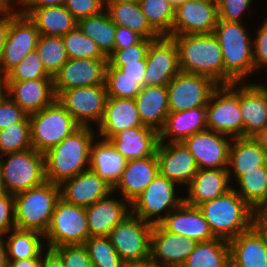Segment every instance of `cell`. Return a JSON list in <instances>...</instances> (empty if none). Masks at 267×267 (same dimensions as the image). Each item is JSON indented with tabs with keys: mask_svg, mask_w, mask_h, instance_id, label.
<instances>
[{
	"mask_svg": "<svg viewBox=\"0 0 267 267\" xmlns=\"http://www.w3.org/2000/svg\"><path fill=\"white\" fill-rule=\"evenodd\" d=\"M90 126H80L45 154L46 181L61 185L89 169L91 145L96 137Z\"/></svg>",
	"mask_w": 267,
	"mask_h": 267,
	"instance_id": "cell-1",
	"label": "cell"
},
{
	"mask_svg": "<svg viewBox=\"0 0 267 267\" xmlns=\"http://www.w3.org/2000/svg\"><path fill=\"white\" fill-rule=\"evenodd\" d=\"M197 207L214 237L226 241L250 229L260 217L233 188Z\"/></svg>",
	"mask_w": 267,
	"mask_h": 267,
	"instance_id": "cell-2",
	"label": "cell"
},
{
	"mask_svg": "<svg viewBox=\"0 0 267 267\" xmlns=\"http://www.w3.org/2000/svg\"><path fill=\"white\" fill-rule=\"evenodd\" d=\"M178 47L180 71L201 74L224 85V62L217 37L211 34L169 36Z\"/></svg>",
	"mask_w": 267,
	"mask_h": 267,
	"instance_id": "cell-3",
	"label": "cell"
},
{
	"mask_svg": "<svg viewBox=\"0 0 267 267\" xmlns=\"http://www.w3.org/2000/svg\"><path fill=\"white\" fill-rule=\"evenodd\" d=\"M213 34L222 50L224 85L240 83L255 70L253 45L248 32L240 22L218 20Z\"/></svg>",
	"mask_w": 267,
	"mask_h": 267,
	"instance_id": "cell-4",
	"label": "cell"
},
{
	"mask_svg": "<svg viewBox=\"0 0 267 267\" xmlns=\"http://www.w3.org/2000/svg\"><path fill=\"white\" fill-rule=\"evenodd\" d=\"M60 185L45 181L42 185L14 195L15 226L45 234L56 202Z\"/></svg>",
	"mask_w": 267,
	"mask_h": 267,
	"instance_id": "cell-5",
	"label": "cell"
},
{
	"mask_svg": "<svg viewBox=\"0 0 267 267\" xmlns=\"http://www.w3.org/2000/svg\"><path fill=\"white\" fill-rule=\"evenodd\" d=\"M29 117L32 148L44 154L80 127L57 98Z\"/></svg>",
	"mask_w": 267,
	"mask_h": 267,
	"instance_id": "cell-6",
	"label": "cell"
},
{
	"mask_svg": "<svg viewBox=\"0 0 267 267\" xmlns=\"http://www.w3.org/2000/svg\"><path fill=\"white\" fill-rule=\"evenodd\" d=\"M6 155L7 161L0 158L6 193L15 195L40 186L46 181L44 153L31 148L3 156Z\"/></svg>",
	"mask_w": 267,
	"mask_h": 267,
	"instance_id": "cell-7",
	"label": "cell"
},
{
	"mask_svg": "<svg viewBox=\"0 0 267 267\" xmlns=\"http://www.w3.org/2000/svg\"><path fill=\"white\" fill-rule=\"evenodd\" d=\"M44 238H47V248L50 249L62 245L85 244L89 238L86 209L68 203L60 197Z\"/></svg>",
	"mask_w": 267,
	"mask_h": 267,
	"instance_id": "cell-8",
	"label": "cell"
},
{
	"mask_svg": "<svg viewBox=\"0 0 267 267\" xmlns=\"http://www.w3.org/2000/svg\"><path fill=\"white\" fill-rule=\"evenodd\" d=\"M239 82L219 85L212 93L206 106L208 130L222 133L231 138L243 137V120L239 108Z\"/></svg>",
	"mask_w": 267,
	"mask_h": 267,
	"instance_id": "cell-9",
	"label": "cell"
},
{
	"mask_svg": "<svg viewBox=\"0 0 267 267\" xmlns=\"http://www.w3.org/2000/svg\"><path fill=\"white\" fill-rule=\"evenodd\" d=\"M152 228V224L131 213L107 237L125 263L139 262L150 259Z\"/></svg>",
	"mask_w": 267,
	"mask_h": 267,
	"instance_id": "cell-10",
	"label": "cell"
},
{
	"mask_svg": "<svg viewBox=\"0 0 267 267\" xmlns=\"http://www.w3.org/2000/svg\"><path fill=\"white\" fill-rule=\"evenodd\" d=\"M219 86L210 77L180 71L167 85L170 111H185L207 106Z\"/></svg>",
	"mask_w": 267,
	"mask_h": 267,
	"instance_id": "cell-11",
	"label": "cell"
},
{
	"mask_svg": "<svg viewBox=\"0 0 267 267\" xmlns=\"http://www.w3.org/2000/svg\"><path fill=\"white\" fill-rule=\"evenodd\" d=\"M13 10H11V25L3 47L0 78L18 65L30 52L36 50L40 36L35 24L27 15Z\"/></svg>",
	"mask_w": 267,
	"mask_h": 267,
	"instance_id": "cell-12",
	"label": "cell"
},
{
	"mask_svg": "<svg viewBox=\"0 0 267 267\" xmlns=\"http://www.w3.org/2000/svg\"><path fill=\"white\" fill-rule=\"evenodd\" d=\"M56 98L80 126H89L91 121L100 123L108 93L101 84L63 90Z\"/></svg>",
	"mask_w": 267,
	"mask_h": 267,
	"instance_id": "cell-13",
	"label": "cell"
},
{
	"mask_svg": "<svg viewBox=\"0 0 267 267\" xmlns=\"http://www.w3.org/2000/svg\"><path fill=\"white\" fill-rule=\"evenodd\" d=\"M175 184L158 173L147 188L131 203V213L154 225V215L157 217L163 210H168L167 214H169L184 202L183 197L175 196Z\"/></svg>",
	"mask_w": 267,
	"mask_h": 267,
	"instance_id": "cell-14",
	"label": "cell"
},
{
	"mask_svg": "<svg viewBox=\"0 0 267 267\" xmlns=\"http://www.w3.org/2000/svg\"><path fill=\"white\" fill-rule=\"evenodd\" d=\"M180 72L178 47L172 37L153 40L146 55L144 86H167Z\"/></svg>",
	"mask_w": 267,
	"mask_h": 267,
	"instance_id": "cell-15",
	"label": "cell"
},
{
	"mask_svg": "<svg viewBox=\"0 0 267 267\" xmlns=\"http://www.w3.org/2000/svg\"><path fill=\"white\" fill-rule=\"evenodd\" d=\"M218 20L217 0H189L175 9L172 32L168 36L211 34Z\"/></svg>",
	"mask_w": 267,
	"mask_h": 267,
	"instance_id": "cell-16",
	"label": "cell"
},
{
	"mask_svg": "<svg viewBox=\"0 0 267 267\" xmlns=\"http://www.w3.org/2000/svg\"><path fill=\"white\" fill-rule=\"evenodd\" d=\"M107 64L108 59H69L52 78L56 97L63 90L105 84Z\"/></svg>",
	"mask_w": 267,
	"mask_h": 267,
	"instance_id": "cell-17",
	"label": "cell"
},
{
	"mask_svg": "<svg viewBox=\"0 0 267 267\" xmlns=\"http://www.w3.org/2000/svg\"><path fill=\"white\" fill-rule=\"evenodd\" d=\"M229 246L234 267H267L265 221L259 217L250 229L231 239Z\"/></svg>",
	"mask_w": 267,
	"mask_h": 267,
	"instance_id": "cell-18",
	"label": "cell"
},
{
	"mask_svg": "<svg viewBox=\"0 0 267 267\" xmlns=\"http://www.w3.org/2000/svg\"><path fill=\"white\" fill-rule=\"evenodd\" d=\"M198 242L166 231L160 224L151 231L150 258L164 267H181Z\"/></svg>",
	"mask_w": 267,
	"mask_h": 267,
	"instance_id": "cell-19",
	"label": "cell"
},
{
	"mask_svg": "<svg viewBox=\"0 0 267 267\" xmlns=\"http://www.w3.org/2000/svg\"><path fill=\"white\" fill-rule=\"evenodd\" d=\"M224 136L227 135L207 129L183 141L194 156L198 169L228 168L231 143Z\"/></svg>",
	"mask_w": 267,
	"mask_h": 267,
	"instance_id": "cell-20",
	"label": "cell"
},
{
	"mask_svg": "<svg viewBox=\"0 0 267 267\" xmlns=\"http://www.w3.org/2000/svg\"><path fill=\"white\" fill-rule=\"evenodd\" d=\"M155 224H160L168 232L189 237L197 242L215 238L198 207L190 206L185 202L169 214L159 215L154 219Z\"/></svg>",
	"mask_w": 267,
	"mask_h": 267,
	"instance_id": "cell-21",
	"label": "cell"
},
{
	"mask_svg": "<svg viewBox=\"0 0 267 267\" xmlns=\"http://www.w3.org/2000/svg\"><path fill=\"white\" fill-rule=\"evenodd\" d=\"M159 142L156 156L159 173L176 184H190L198 171L194 156L183 142Z\"/></svg>",
	"mask_w": 267,
	"mask_h": 267,
	"instance_id": "cell-22",
	"label": "cell"
},
{
	"mask_svg": "<svg viewBox=\"0 0 267 267\" xmlns=\"http://www.w3.org/2000/svg\"><path fill=\"white\" fill-rule=\"evenodd\" d=\"M112 192L113 188L90 169L79 173L60 185V197L62 199L84 208L111 195Z\"/></svg>",
	"mask_w": 267,
	"mask_h": 267,
	"instance_id": "cell-23",
	"label": "cell"
},
{
	"mask_svg": "<svg viewBox=\"0 0 267 267\" xmlns=\"http://www.w3.org/2000/svg\"><path fill=\"white\" fill-rule=\"evenodd\" d=\"M7 96L27 114L39 112L55 99L53 79L5 81Z\"/></svg>",
	"mask_w": 267,
	"mask_h": 267,
	"instance_id": "cell-24",
	"label": "cell"
},
{
	"mask_svg": "<svg viewBox=\"0 0 267 267\" xmlns=\"http://www.w3.org/2000/svg\"><path fill=\"white\" fill-rule=\"evenodd\" d=\"M231 168L198 169L188 185V196L184 202L197 207L204 202L226 194L232 187L229 185ZM231 187V188H230Z\"/></svg>",
	"mask_w": 267,
	"mask_h": 267,
	"instance_id": "cell-25",
	"label": "cell"
},
{
	"mask_svg": "<svg viewBox=\"0 0 267 267\" xmlns=\"http://www.w3.org/2000/svg\"><path fill=\"white\" fill-rule=\"evenodd\" d=\"M100 125V126H99ZM135 127H144L135 99L108 97L98 133L108 140L115 134Z\"/></svg>",
	"mask_w": 267,
	"mask_h": 267,
	"instance_id": "cell-26",
	"label": "cell"
},
{
	"mask_svg": "<svg viewBox=\"0 0 267 267\" xmlns=\"http://www.w3.org/2000/svg\"><path fill=\"white\" fill-rule=\"evenodd\" d=\"M129 205L131 203L127 200L121 202L110 199L108 195L86 207L89 237L108 236L118 223L131 214Z\"/></svg>",
	"mask_w": 267,
	"mask_h": 267,
	"instance_id": "cell-27",
	"label": "cell"
},
{
	"mask_svg": "<svg viewBox=\"0 0 267 267\" xmlns=\"http://www.w3.org/2000/svg\"><path fill=\"white\" fill-rule=\"evenodd\" d=\"M239 108L243 137H254L267 125V97L258 84L240 86Z\"/></svg>",
	"mask_w": 267,
	"mask_h": 267,
	"instance_id": "cell-28",
	"label": "cell"
},
{
	"mask_svg": "<svg viewBox=\"0 0 267 267\" xmlns=\"http://www.w3.org/2000/svg\"><path fill=\"white\" fill-rule=\"evenodd\" d=\"M159 173V164L156 154L129 160L122 176L113 188L121 191L123 198L130 203L140 195Z\"/></svg>",
	"mask_w": 267,
	"mask_h": 267,
	"instance_id": "cell-29",
	"label": "cell"
},
{
	"mask_svg": "<svg viewBox=\"0 0 267 267\" xmlns=\"http://www.w3.org/2000/svg\"><path fill=\"white\" fill-rule=\"evenodd\" d=\"M108 140L129 161L155 155L159 132L149 126L135 127L118 132Z\"/></svg>",
	"mask_w": 267,
	"mask_h": 267,
	"instance_id": "cell-30",
	"label": "cell"
},
{
	"mask_svg": "<svg viewBox=\"0 0 267 267\" xmlns=\"http://www.w3.org/2000/svg\"><path fill=\"white\" fill-rule=\"evenodd\" d=\"M206 106L185 111H170L163 128L159 131V142L171 137L169 142H183L189 136L208 129Z\"/></svg>",
	"mask_w": 267,
	"mask_h": 267,
	"instance_id": "cell-31",
	"label": "cell"
},
{
	"mask_svg": "<svg viewBox=\"0 0 267 267\" xmlns=\"http://www.w3.org/2000/svg\"><path fill=\"white\" fill-rule=\"evenodd\" d=\"M135 102L143 125L159 132L170 112L167 86H142Z\"/></svg>",
	"mask_w": 267,
	"mask_h": 267,
	"instance_id": "cell-32",
	"label": "cell"
},
{
	"mask_svg": "<svg viewBox=\"0 0 267 267\" xmlns=\"http://www.w3.org/2000/svg\"><path fill=\"white\" fill-rule=\"evenodd\" d=\"M19 12L29 17L40 35L63 37L78 24L65 5L24 8Z\"/></svg>",
	"mask_w": 267,
	"mask_h": 267,
	"instance_id": "cell-33",
	"label": "cell"
},
{
	"mask_svg": "<svg viewBox=\"0 0 267 267\" xmlns=\"http://www.w3.org/2000/svg\"><path fill=\"white\" fill-rule=\"evenodd\" d=\"M127 162L109 140L104 139L95 145L92 143L88 168L112 188L119 182Z\"/></svg>",
	"mask_w": 267,
	"mask_h": 267,
	"instance_id": "cell-34",
	"label": "cell"
},
{
	"mask_svg": "<svg viewBox=\"0 0 267 267\" xmlns=\"http://www.w3.org/2000/svg\"><path fill=\"white\" fill-rule=\"evenodd\" d=\"M230 144L228 169L233 167L236 181L247 171L258 170L267 164V151L254 137L232 138Z\"/></svg>",
	"mask_w": 267,
	"mask_h": 267,
	"instance_id": "cell-35",
	"label": "cell"
},
{
	"mask_svg": "<svg viewBox=\"0 0 267 267\" xmlns=\"http://www.w3.org/2000/svg\"><path fill=\"white\" fill-rule=\"evenodd\" d=\"M104 6L115 25L126 26L148 40H155L160 37L148 23L139 2H121L104 4Z\"/></svg>",
	"mask_w": 267,
	"mask_h": 267,
	"instance_id": "cell-36",
	"label": "cell"
},
{
	"mask_svg": "<svg viewBox=\"0 0 267 267\" xmlns=\"http://www.w3.org/2000/svg\"><path fill=\"white\" fill-rule=\"evenodd\" d=\"M240 191L234 190L259 215L267 209V164L247 171L238 180Z\"/></svg>",
	"mask_w": 267,
	"mask_h": 267,
	"instance_id": "cell-37",
	"label": "cell"
},
{
	"mask_svg": "<svg viewBox=\"0 0 267 267\" xmlns=\"http://www.w3.org/2000/svg\"><path fill=\"white\" fill-rule=\"evenodd\" d=\"M230 264L229 241L214 238L198 242L181 267H226Z\"/></svg>",
	"mask_w": 267,
	"mask_h": 267,
	"instance_id": "cell-38",
	"label": "cell"
},
{
	"mask_svg": "<svg viewBox=\"0 0 267 267\" xmlns=\"http://www.w3.org/2000/svg\"><path fill=\"white\" fill-rule=\"evenodd\" d=\"M77 26L97 44L106 57L114 51L116 25L105 10L80 19Z\"/></svg>",
	"mask_w": 267,
	"mask_h": 267,
	"instance_id": "cell-39",
	"label": "cell"
},
{
	"mask_svg": "<svg viewBox=\"0 0 267 267\" xmlns=\"http://www.w3.org/2000/svg\"><path fill=\"white\" fill-rule=\"evenodd\" d=\"M6 240L8 260L41 258L43 245L40 238L44 235L33 230L14 228Z\"/></svg>",
	"mask_w": 267,
	"mask_h": 267,
	"instance_id": "cell-40",
	"label": "cell"
},
{
	"mask_svg": "<svg viewBox=\"0 0 267 267\" xmlns=\"http://www.w3.org/2000/svg\"><path fill=\"white\" fill-rule=\"evenodd\" d=\"M36 51L46 72L53 78L69 60L62 37L40 35Z\"/></svg>",
	"mask_w": 267,
	"mask_h": 267,
	"instance_id": "cell-41",
	"label": "cell"
},
{
	"mask_svg": "<svg viewBox=\"0 0 267 267\" xmlns=\"http://www.w3.org/2000/svg\"><path fill=\"white\" fill-rule=\"evenodd\" d=\"M142 12L150 26L160 35L172 32L175 9L166 0H140Z\"/></svg>",
	"mask_w": 267,
	"mask_h": 267,
	"instance_id": "cell-42",
	"label": "cell"
},
{
	"mask_svg": "<svg viewBox=\"0 0 267 267\" xmlns=\"http://www.w3.org/2000/svg\"><path fill=\"white\" fill-rule=\"evenodd\" d=\"M105 85L108 97L135 99L144 86V78L126 76L119 68L106 67Z\"/></svg>",
	"mask_w": 267,
	"mask_h": 267,
	"instance_id": "cell-43",
	"label": "cell"
},
{
	"mask_svg": "<svg viewBox=\"0 0 267 267\" xmlns=\"http://www.w3.org/2000/svg\"><path fill=\"white\" fill-rule=\"evenodd\" d=\"M32 148L30 117L0 130V154L21 152Z\"/></svg>",
	"mask_w": 267,
	"mask_h": 267,
	"instance_id": "cell-44",
	"label": "cell"
},
{
	"mask_svg": "<svg viewBox=\"0 0 267 267\" xmlns=\"http://www.w3.org/2000/svg\"><path fill=\"white\" fill-rule=\"evenodd\" d=\"M69 59H108L97 44L76 26L62 37Z\"/></svg>",
	"mask_w": 267,
	"mask_h": 267,
	"instance_id": "cell-45",
	"label": "cell"
},
{
	"mask_svg": "<svg viewBox=\"0 0 267 267\" xmlns=\"http://www.w3.org/2000/svg\"><path fill=\"white\" fill-rule=\"evenodd\" d=\"M84 245L93 267H124L125 262L107 236L89 237Z\"/></svg>",
	"mask_w": 267,
	"mask_h": 267,
	"instance_id": "cell-46",
	"label": "cell"
},
{
	"mask_svg": "<svg viewBox=\"0 0 267 267\" xmlns=\"http://www.w3.org/2000/svg\"><path fill=\"white\" fill-rule=\"evenodd\" d=\"M35 79H52L44 69L36 50L30 52L3 77L4 81H27Z\"/></svg>",
	"mask_w": 267,
	"mask_h": 267,
	"instance_id": "cell-47",
	"label": "cell"
},
{
	"mask_svg": "<svg viewBox=\"0 0 267 267\" xmlns=\"http://www.w3.org/2000/svg\"><path fill=\"white\" fill-rule=\"evenodd\" d=\"M152 41L143 38L138 44L125 49H114L108 56V63L113 67H123L127 63L146 60L147 51Z\"/></svg>",
	"mask_w": 267,
	"mask_h": 267,
	"instance_id": "cell-48",
	"label": "cell"
},
{
	"mask_svg": "<svg viewBox=\"0 0 267 267\" xmlns=\"http://www.w3.org/2000/svg\"><path fill=\"white\" fill-rule=\"evenodd\" d=\"M52 249L60 256L63 267H93L84 244L62 245Z\"/></svg>",
	"mask_w": 267,
	"mask_h": 267,
	"instance_id": "cell-49",
	"label": "cell"
},
{
	"mask_svg": "<svg viewBox=\"0 0 267 267\" xmlns=\"http://www.w3.org/2000/svg\"><path fill=\"white\" fill-rule=\"evenodd\" d=\"M252 0H217L219 20L241 22L240 18Z\"/></svg>",
	"mask_w": 267,
	"mask_h": 267,
	"instance_id": "cell-50",
	"label": "cell"
},
{
	"mask_svg": "<svg viewBox=\"0 0 267 267\" xmlns=\"http://www.w3.org/2000/svg\"><path fill=\"white\" fill-rule=\"evenodd\" d=\"M66 9L79 21L103 11V0H67Z\"/></svg>",
	"mask_w": 267,
	"mask_h": 267,
	"instance_id": "cell-51",
	"label": "cell"
},
{
	"mask_svg": "<svg viewBox=\"0 0 267 267\" xmlns=\"http://www.w3.org/2000/svg\"><path fill=\"white\" fill-rule=\"evenodd\" d=\"M28 116L19 105L6 96L0 103V130L13 123L23 122Z\"/></svg>",
	"mask_w": 267,
	"mask_h": 267,
	"instance_id": "cell-52",
	"label": "cell"
},
{
	"mask_svg": "<svg viewBox=\"0 0 267 267\" xmlns=\"http://www.w3.org/2000/svg\"><path fill=\"white\" fill-rule=\"evenodd\" d=\"M15 226L14 195L4 193L0 195V235L5 236Z\"/></svg>",
	"mask_w": 267,
	"mask_h": 267,
	"instance_id": "cell-53",
	"label": "cell"
},
{
	"mask_svg": "<svg viewBox=\"0 0 267 267\" xmlns=\"http://www.w3.org/2000/svg\"><path fill=\"white\" fill-rule=\"evenodd\" d=\"M253 44V59L255 70L259 67H267V22L264 21L257 31V37Z\"/></svg>",
	"mask_w": 267,
	"mask_h": 267,
	"instance_id": "cell-54",
	"label": "cell"
},
{
	"mask_svg": "<svg viewBox=\"0 0 267 267\" xmlns=\"http://www.w3.org/2000/svg\"><path fill=\"white\" fill-rule=\"evenodd\" d=\"M143 37L126 26L116 25L114 49H125L138 44Z\"/></svg>",
	"mask_w": 267,
	"mask_h": 267,
	"instance_id": "cell-55",
	"label": "cell"
},
{
	"mask_svg": "<svg viewBox=\"0 0 267 267\" xmlns=\"http://www.w3.org/2000/svg\"><path fill=\"white\" fill-rule=\"evenodd\" d=\"M0 15V65L3 54V47L5 45L8 31L11 25V10H1Z\"/></svg>",
	"mask_w": 267,
	"mask_h": 267,
	"instance_id": "cell-56",
	"label": "cell"
},
{
	"mask_svg": "<svg viewBox=\"0 0 267 267\" xmlns=\"http://www.w3.org/2000/svg\"><path fill=\"white\" fill-rule=\"evenodd\" d=\"M115 68H119L123 73L126 74V76H129L131 78H144L146 71V60L127 63L123 67Z\"/></svg>",
	"mask_w": 267,
	"mask_h": 267,
	"instance_id": "cell-57",
	"label": "cell"
},
{
	"mask_svg": "<svg viewBox=\"0 0 267 267\" xmlns=\"http://www.w3.org/2000/svg\"><path fill=\"white\" fill-rule=\"evenodd\" d=\"M44 259L41 257V267H63L60 256L53 250L48 248Z\"/></svg>",
	"mask_w": 267,
	"mask_h": 267,
	"instance_id": "cell-58",
	"label": "cell"
},
{
	"mask_svg": "<svg viewBox=\"0 0 267 267\" xmlns=\"http://www.w3.org/2000/svg\"><path fill=\"white\" fill-rule=\"evenodd\" d=\"M67 0H23V6L26 8H40L48 6L65 5Z\"/></svg>",
	"mask_w": 267,
	"mask_h": 267,
	"instance_id": "cell-59",
	"label": "cell"
},
{
	"mask_svg": "<svg viewBox=\"0 0 267 267\" xmlns=\"http://www.w3.org/2000/svg\"><path fill=\"white\" fill-rule=\"evenodd\" d=\"M8 261V267H41V258Z\"/></svg>",
	"mask_w": 267,
	"mask_h": 267,
	"instance_id": "cell-60",
	"label": "cell"
},
{
	"mask_svg": "<svg viewBox=\"0 0 267 267\" xmlns=\"http://www.w3.org/2000/svg\"><path fill=\"white\" fill-rule=\"evenodd\" d=\"M124 267H164V266L160 265L158 262H155L150 258L139 262H127L125 263Z\"/></svg>",
	"mask_w": 267,
	"mask_h": 267,
	"instance_id": "cell-61",
	"label": "cell"
},
{
	"mask_svg": "<svg viewBox=\"0 0 267 267\" xmlns=\"http://www.w3.org/2000/svg\"><path fill=\"white\" fill-rule=\"evenodd\" d=\"M7 248L2 235H0V267H8Z\"/></svg>",
	"mask_w": 267,
	"mask_h": 267,
	"instance_id": "cell-62",
	"label": "cell"
},
{
	"mask_svg": "<svg viewBox=\"0 0 267 267\" xmlns=\"http://www.w3.org/2000/svg\"><path fill=\"white\" fill-rule=\"evenodd\" d=\"M254 138L267 151V125Z\"/></svg>",
	"mask_w": 267,
	"mask_h": 267,
	"instance_id": "cell-63",
	"label": "cell"
},
{
	"mask_svg": "<svg viewBox=\"0 0 267 267\" xmlns=\"http://www.w3.org/2000/svg\"><path fill=\"white\" fill-rule=\"evenodd\" d=\"M14 0H0V6L4 9V10H12V4L15 2L16 4H23V0H16L14 2H12ZM12 3V4H11Z\"/></svg>",
	"mask_w": 267,
	"mask_h": 267,
	"instance_id": "cell-64",
	"label": "cell"
},
{
	"mask_svg": "<svg viewBox=\"0 0 267 267\" xmlns=\"http://www.w3.org/2000/svg\"><path fill=\"white\" fill-rule=\"evenodd\" d=\"M7 96L6 84L3 78H0V103Z\"/></svg>",
	"mask_w": 267,
	"mask_h": 267,
	"instance_id": "cell-65",
	"label": "cell"
},
{
	"mask_svg": "<svg viewBox=\"0 0 267 267\" xmlns=\"http://www.w3.org/2000/svg\"><path fill=\"white\" fill-rule=\"evenodd\" d=\"M166 1L169 2L170 5H171L174 9H176L178 6H180V5L184 4V3H186V2L189 1V0H166Z\"/></svg>",
	"mask_w": 267,
	"mask_h": 267,
	"instance_id": "cell-66",
	"label": "cell"
},
{
	"mask_svg": "<svg viewBox=\"0 0 267 267\" xmlns=\"http://www.w3.org/2000/svg\"><path fill=\"white\" fill-rule=\"evenodd\" d=\"M140 0H103V4H115L121 2H139Z\"/></svg>",
	"mask_w": 267,
	"mask_h": 267,
	"instance_id": "cell-67",
	"label": "cell"
},
{
	"mask_svg": "<svg viewBox=\"0 0 267 267\" xmlns=\"http://www.w3.org/2000/svg\"><path fill=\"white\" fill-rule=\"evenodd\" d=\"M6 193V189L3 183L2 167L0 163V195Z\"/></svg>",
	"mask_w": 267,
	"mask_h": 267,
	"instance_id": "cell-68",
	"label": "cell"
},
{
	"mask_svg": "<svg viewBox=\"0 0 267 267\" xmlns=\"http://www.w3.org/2000/svg\"><path fill=\"white\" fill-rule=\"evenodd\" d=\"M260 217L267 223V209L260 215Z\"/></svg>",
	"mask_w": 267,
	"mask_h": 267,
	"instance_id": "cell-69",
	"label": "cell"
},
{
	"mask_svg": "<svg viewBox=\"0 0 267 267\" xmlns=\"http://www.w3.org/2000/svg\"><path fill=\"white\" fill-rule=\"evenodd\" d=\"M265 244H266V251H267V223L265 222Z\"/></svg>",
	"mask_w": 267,
	"mask_h": 267,
	"instance_id": "cell-70",
	"label": "cell"
},
{
	"mask_svg": "<svg viewBox=\"0 0 267 267\" xmlns=\"http://www.w3.org/2000/svg\"><path fill=\"white\" fill-rule=\"evenodd\" d=\"M264 91H265V94H266V97H267V88L265 85H262V84H258Z\"/></svg>",
	"mask_w": 267,
	"mask_h": 267,
	"instance_id": "cell-71",
	"label": "cell"
},
{
	"mask_svg": "<svg viewBox=\"0 0 267 267\" xmlns=\"http://www.w3.org/2000/svg\"><path fill=\"white\" fill-rule=\"evenodd\" d=\"M226 267H234L231 263L229 265H227Z\"/></svg>",
	"mask_w": 267,
	"mask_h": 267,
	"instance_id": "cell-72",
	"label": "cell"
}]
</instances>
